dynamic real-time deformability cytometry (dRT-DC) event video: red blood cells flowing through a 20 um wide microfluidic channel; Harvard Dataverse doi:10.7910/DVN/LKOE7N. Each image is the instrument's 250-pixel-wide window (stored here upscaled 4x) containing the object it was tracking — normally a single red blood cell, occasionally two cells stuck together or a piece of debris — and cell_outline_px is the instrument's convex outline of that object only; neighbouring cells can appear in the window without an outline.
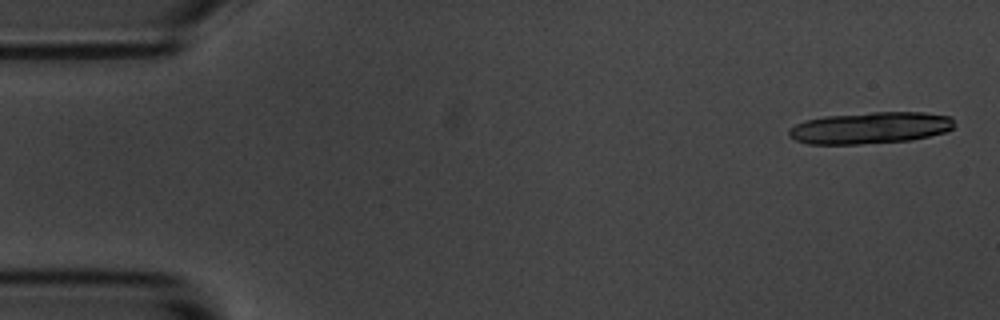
{"species": "common noctule bat (a hibernating species)", "species_latin": "Nyctalus noctula", "temperature_condition": "room temperature", "stored_images_in_passage": 32, "camera_frame_rate_fps": 3000, "um_per_image_px": 0.085, "animal": {"sex": "male", "body_mass_g": 20.1, "forearm_length_mm": 53.5}, "frame": {"image": 1, "passage_image": 2, "time_ms": 0.333, "image_size_px": [1000, 320], "cell_outline_px": [[952, 128], [944, 132], [912, 140], [860, 144], [808, 144], [796, 140], [788, 136], [788, 128], [804, 120], [824, 116], [872, 112], [924, 112], [952, 116]], "centroid_in_image_um": [73.92, 10.86], "position_along_channel_um": 11.1, "area_um2": 30.63}}
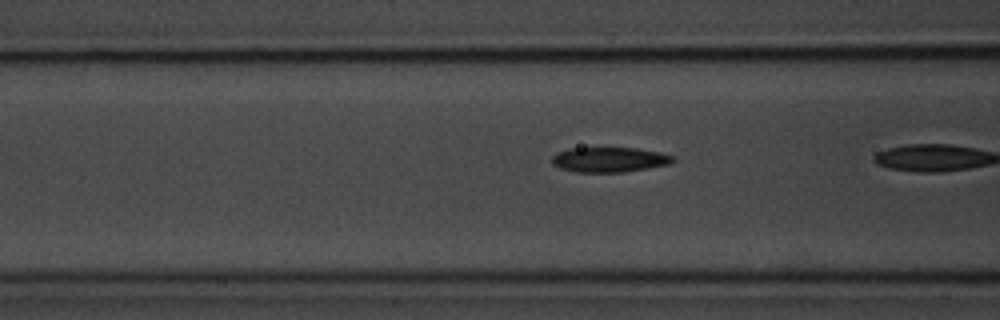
{"frame": {"image": 2, "passage_image": 19, "time_ms": 6.0, "image_size_px": [1000, 320], "cell_outline_px": [[676, 160], [668, 164], [624, 172], [576, 172], [560, 168], [552, 164], [552, 156], [556, 152], [568, 148], [636, 148], [660, 152], [676, 156]], "centroid_in_image_um": [51.79, 13.56], "position_along_channel_um": 114.8, "area_um2": 17.69}}